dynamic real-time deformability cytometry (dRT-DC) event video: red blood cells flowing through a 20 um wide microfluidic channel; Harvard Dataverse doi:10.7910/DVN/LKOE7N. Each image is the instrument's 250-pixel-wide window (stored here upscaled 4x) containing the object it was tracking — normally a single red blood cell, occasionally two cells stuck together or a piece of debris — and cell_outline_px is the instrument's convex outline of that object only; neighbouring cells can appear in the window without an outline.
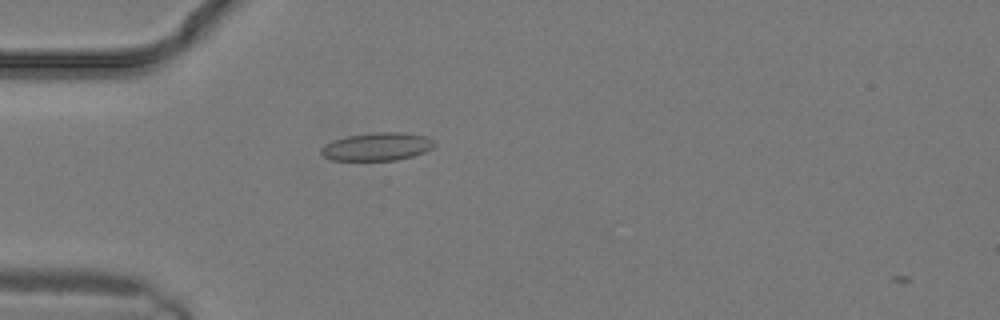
{"species": "common noctule bat (a hibernating species)", "species_latin": "Nyctalus noctula", "temperature_condition": "warm", "stored_images_in_passage": 2, "camera_frame_rate_fps": 3000, "um_per_image_px": 0.085, "animal": {"sex": "male", "body_mass_g": 19.2, "forearm_length_mm": 51.8}, "frame": {"image": 1, "passage_image": 1, "time_ms": 0.0, "image_size_px": [1000, 320], "cell_outline_px": [[436, 144], [432, 148], [424, 152], [412, 156], [396, 160], [332, 160], [324, 156], [320, 152], [320, 148], [324, 144], [332, 140], [348, 136], [376, 132], [400, 132], [428, 136]], "centroid_in_image_um": [32.05, 12.46], "position_along_channel_um": 53.0, "area_um2": 18.5}}